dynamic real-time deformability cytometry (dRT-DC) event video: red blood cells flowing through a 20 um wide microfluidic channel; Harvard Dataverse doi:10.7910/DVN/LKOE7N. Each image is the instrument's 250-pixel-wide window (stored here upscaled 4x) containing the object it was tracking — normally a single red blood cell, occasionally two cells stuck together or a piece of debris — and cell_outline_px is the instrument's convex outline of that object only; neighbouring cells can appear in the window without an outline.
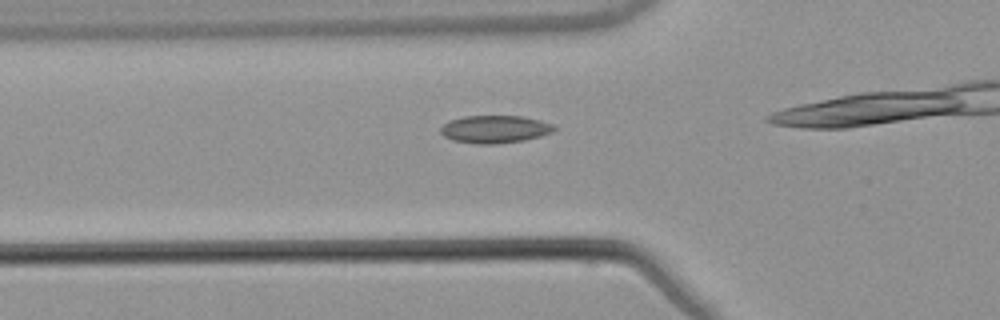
{"species": "common noctule bat (a hibernating species)", "species_latin": "Nyctalus noctula", "temperature_condition": "warm", "stored_images_in_passage": 34, "camera_frame_rate_fps": 3000, "um_per_image_px": 0.085, "animal": {"sex": "male", "body_mass_g": 21.5, "forearm_length_mm": 52.0}, "frame": {"image": 1, "passage_image": 10, "time_ms": 3.0, "image_size_px": [1000, 320], "cell_outline_px": [[556, 128], [552, 132], [540, 136], [524, 140], [496, 144], [476, 144], [452, 140], [444, 136], [440, 132], [440, 128], [448, 120], [464, 116], [524, 116], [540, 120], [552, 124]], "centroid_in_image_um": [42.04, 10.98], "position_along_channel_um": 83.8, "area_um2": 18.38}}